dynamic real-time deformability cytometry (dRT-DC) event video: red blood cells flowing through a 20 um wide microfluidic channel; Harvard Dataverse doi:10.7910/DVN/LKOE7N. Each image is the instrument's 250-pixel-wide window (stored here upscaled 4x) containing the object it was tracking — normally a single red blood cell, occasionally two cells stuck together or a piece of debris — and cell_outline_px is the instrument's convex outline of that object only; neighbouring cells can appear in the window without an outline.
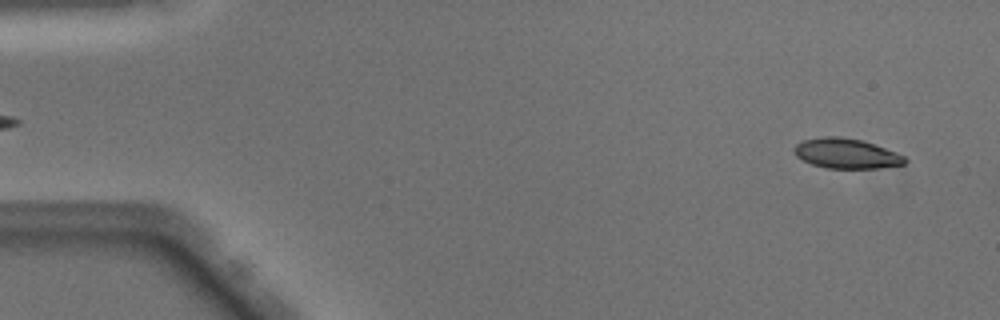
{"species": "Egyptian fruit bat (a non-hibernating species)", "species_latin": "Rousettus aegyptiacus", "temperature_condition": "warm", "stored_images_in_passage": 49, "camera_frame_rate_fps": 3000, "um_per_image_px": 0.085, "animal": {"sex": "male"}, "frame": {"image": 1, "passage_image": 3, "time_ms": 0.667, "image_size_px": [1000, 320], "cell_outline_px": [[908, 160], [904, 164], [876, 168], [828, 168], [812, 164], [796, 156], [792, 148], [796, 144], [804, 140], [824, 136], [840, 136], [860, 140], [896, 152], [904, 156]], "centroid_in_image_um": [71.91, 13.04], "position_along_channel_um": 13.1, "area_um2": 19.13}}
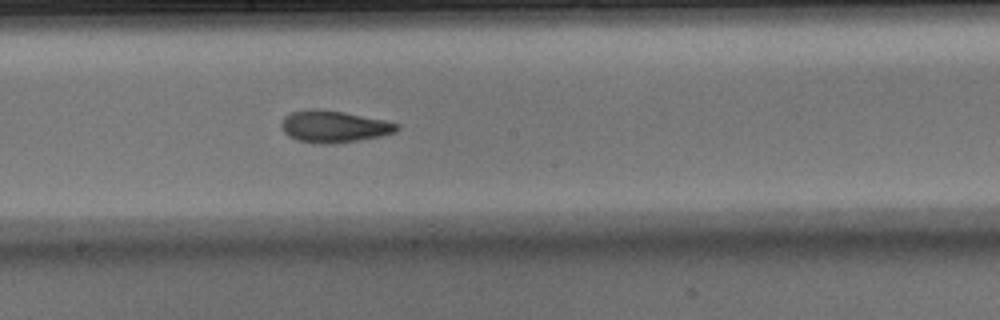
{"frame": {"image": 2, "passage_image": 27, "time_ms": 8.667, "image_size_px": [1000, 320], "cell_outline_px": [[400, 128], [396, 132], [380, 136], [332, 144], [316, 144], [296, 140], [288, 136], [284, 132], [280, 124], [284, 116], [292, 112], [316, 108], [344, 112], [384, 120], [400, 124]], "centroid_in_image_um": [28.36, 10.76], "position_along_channel_um": 219.8, "area_um2": 21.5}}
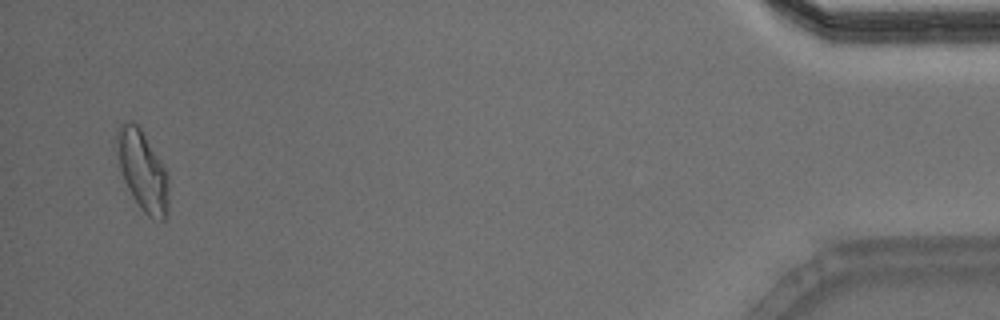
{"frame": {"image": 3, "passage_image": 48, "time_ms": 15.667, "image_size_px": [1000, 320], "cell_outline_px": [[168, 212], [164, 220], [160, 220], [148, 216], [140, 208], [132, 196], [124, 180], [120, 168], [116, 140], [116, 128], [124, 120], [132, 120], [140, 128], [168, 172]], "centroid_in_image_um": [12.12, 14.49], "position_along_channel_um": 423.1, "area_um2": 24.16}, "authors_computed_cell_mechanics": {"area_um2": 20.9814, "velocity_mm_per_s": 4.0564, "shape_relaxation_time_tau1_ms": 3.7714, "shape_relaxation_time_tau2_ms": 2.0996, "deformation_change_tau1": 0.1623, "deformation_change_tau2": 0.0928}}